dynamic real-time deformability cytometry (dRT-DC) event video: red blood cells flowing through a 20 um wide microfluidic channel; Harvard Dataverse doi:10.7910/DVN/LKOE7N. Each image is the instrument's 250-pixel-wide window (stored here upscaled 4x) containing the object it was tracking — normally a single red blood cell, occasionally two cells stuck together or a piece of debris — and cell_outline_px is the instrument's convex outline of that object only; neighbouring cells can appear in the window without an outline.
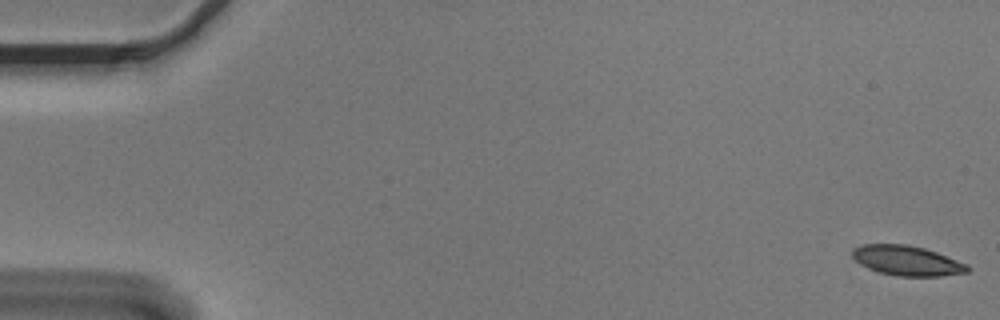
{"species": "Egyptian fruit bat (a non-hibernating species)", "species_latin": "Rousettus aegyptiacus", "temperature_condition": "cold", "stored_images_in_passage": 56, "camera_frame_rate_fps": 3000, "um_per_image_px": 0.085, "animal": {"sex": "male"}, "frame": {"image": 1, "passage_image": 1, "time_ms": 0.0, "image_size_px": [1000, 320], "cell_outline_px": [[972, 268], [968, 272], [940, 276], [896, 276], [880, 272], [868, 268], [860, 264], [852, 256], [852, 252], [856, 248], [864, 244], [908, 244], [924, 248], [936, 252], [968, 264]], "centroid_in_image_um": [77.13, 22.16], "position_along_channel_um": 7.9, "area_um2": 20.0}}
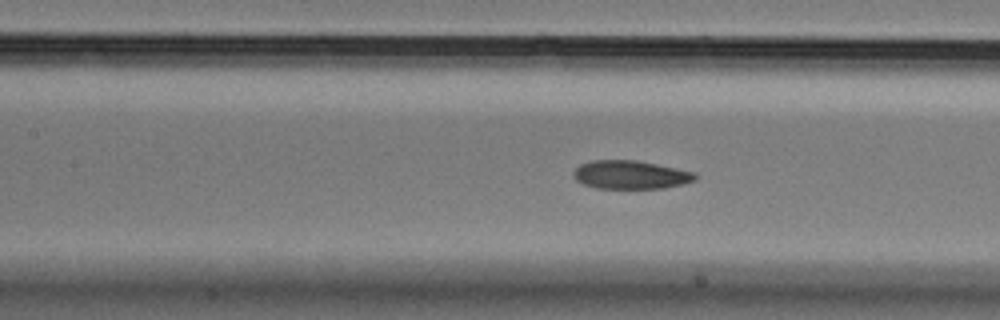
{"frame": {"image": 2, "passage_image": 25, "time_ms": 8.0, "image_size_px": [1000, 320], "cell_outline_px": [[696, 180], [684, 184], [664, 188], [596, 188], [584, 184], [576, 180], [572, 176], [572, 172], [580, 164], [592, 160], [636, 160], [696, 172]], "centroid_in_image_um": [53.59, 14.85], "position_along_channel_um": 153.8, "area_um2": 20.23}}
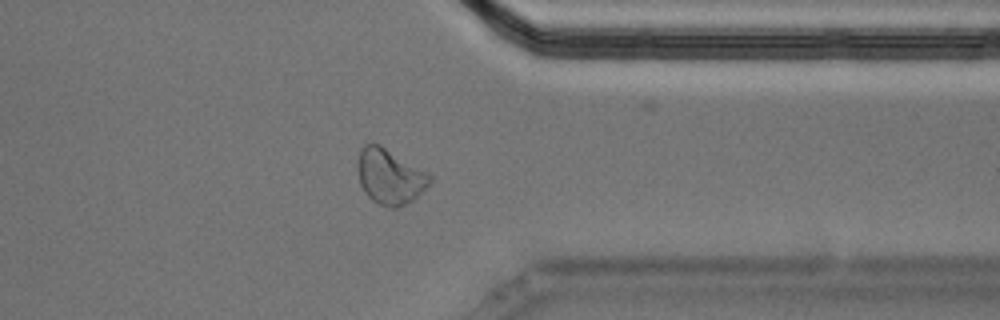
{"frame": {"image": 3, "passage_image": 44, "time_ms": 14.333, "image_size_px": [1000, 320], "cell_outline_px": [[432, 180], [412, 200], [396, 208], [388, 208], [372, 200], [364, 192], [360, 184], [356, 168], [356, 164], [360, 148], [364, 144], [380, 144], [428, 172], [432, 176]], "centroid_in_image_um": [33.09, 14.98], "position_along_channel_um": 378.3, "area_um2": 23.29}, "authors_computed_cell_mechanics": {"area_um2": 20.8369, "velocity_mm_per_s": 3.6206, "shape_relaxation_time_tau1_ms": 6.5844, "shape_relaxation_time_tau2_ms": 3.9892, "deformation_change_tau1": 0.1465, "deformation_change_tau2": 0.0847}}